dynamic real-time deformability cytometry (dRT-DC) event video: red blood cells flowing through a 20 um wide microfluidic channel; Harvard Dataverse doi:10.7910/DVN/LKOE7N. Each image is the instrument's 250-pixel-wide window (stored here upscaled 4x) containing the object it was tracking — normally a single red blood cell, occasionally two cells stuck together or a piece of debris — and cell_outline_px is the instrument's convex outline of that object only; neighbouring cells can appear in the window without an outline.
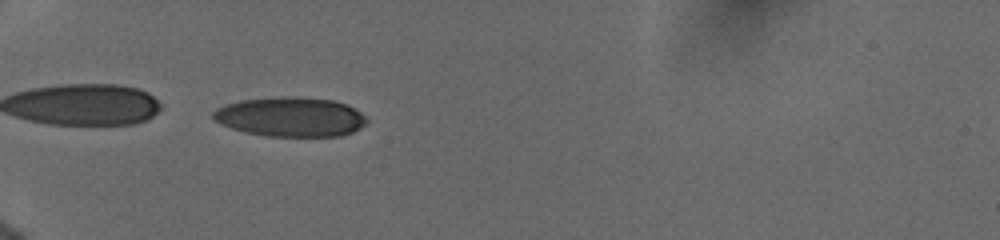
{"species": "human", "species_latin": "Homo sapiens", "temperature_condition": "cold", "stored_images_in_passage": 2, "camera_frame_rate_fps": 3000, "um_per_image_px": 0.085, "donor": {"sex": "female"}, "frame": {"image": 1, "passage_image": 1, "time_ms": 0.0, "image_size_px": [1000, 240], "cell_outline_px": [[368, 120], [360, 128], [352, 132], [340, 136], [264, 136], [244, 132], [220, 124], [212, 116], [212, 112], [216, 108], [224, 104], [240, 100], [288, 96], [296, 96], [332, 100], [348, 104], [360, 112]], "centroid_in_image_um": [24.67, 9.93], "position_along_channel_um": 60.3, "area_um2": 35.49}}